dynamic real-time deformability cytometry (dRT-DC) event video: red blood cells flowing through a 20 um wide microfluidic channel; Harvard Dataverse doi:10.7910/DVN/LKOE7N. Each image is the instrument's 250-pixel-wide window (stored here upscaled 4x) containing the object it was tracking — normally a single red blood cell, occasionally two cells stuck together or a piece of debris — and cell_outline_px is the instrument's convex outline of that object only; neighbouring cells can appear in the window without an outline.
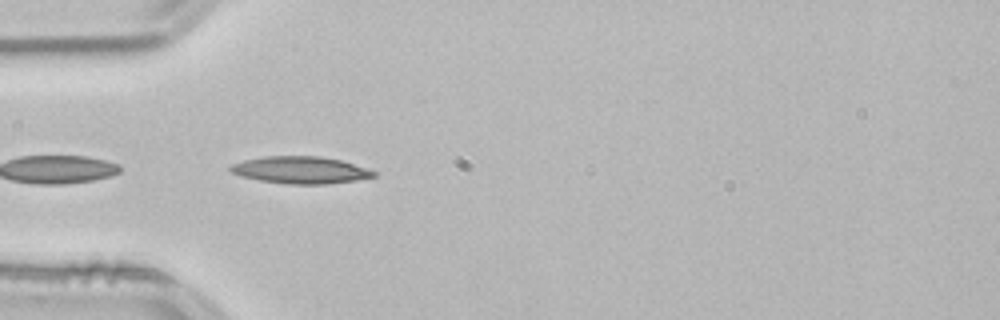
{"species": "common noctule bat (a hibernating species)", "species_latin": "Nyctalus noctula", "temperature_condition": "room temperature", "stored_images_in_passage": 5, "camera_frame_rate_fps": 3000, "um_per_image_px": 0.085, "animal": {"sex": "male", "body_mass_g": 21.5, "forearm_length_mm": 52.0}, "frame": {"image": 1, "passage_image": 1, "time_ms": 0.0, "image_size_px": [1000, 320], "cell_outline_px": [[376, 176], [356, 180], [324, 184], [288, 184], [260, 180], [240, 176], [232, 172], [228, 168], [232, 164], [244, 160], [264, 156], [320, 156], [340, 160], [368, 168], [376, 172]], "centroid_in_image_um": [25.54, 14.45], "position_along_channel_um": 59.5, "area_um2": 22.54}}